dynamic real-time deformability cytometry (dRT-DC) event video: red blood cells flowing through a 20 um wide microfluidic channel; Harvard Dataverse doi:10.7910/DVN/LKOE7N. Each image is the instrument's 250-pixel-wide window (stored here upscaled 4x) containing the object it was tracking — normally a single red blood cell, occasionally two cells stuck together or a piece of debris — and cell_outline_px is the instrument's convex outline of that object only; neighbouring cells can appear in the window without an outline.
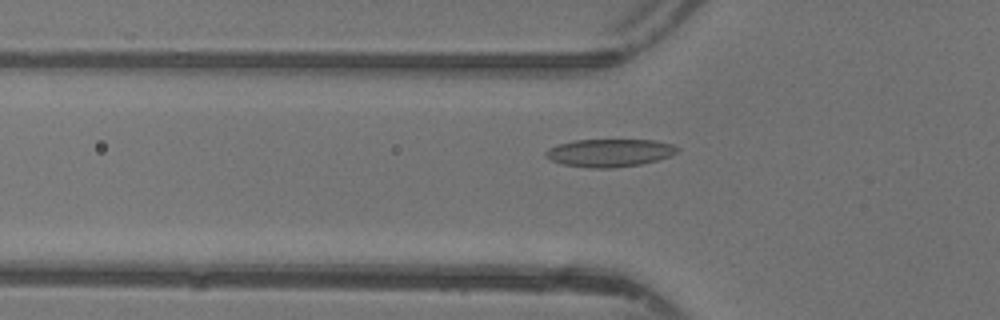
{"species": "common noctule bat (a hibernating species)", "species_latin": "Nyctalus noctula", "temperature_condition": "warm", "stored_images_in_passage": 48, "camera_frame_rate_fps": 3000, "um_per_image_px": 0.085, "animal": {"sex": "female"}, "frame": {"image": 1, "passage_image": 17, "time_ms": 5.333, "image_size_px": [1000, 320], "cell_outline_px": [[680, 148], [672, 156], [640, 164], [612, 168], [588, 168], [564, 164], [552, 160], [544, 156], [544, 152], [548, 148], [556, 144], [576, 140], [656, 140], [672, 144]], "centroid_in_image_um": [51.8, 12.98], "position_along_channel_um": 74.0, "area_um2": 21.39}}
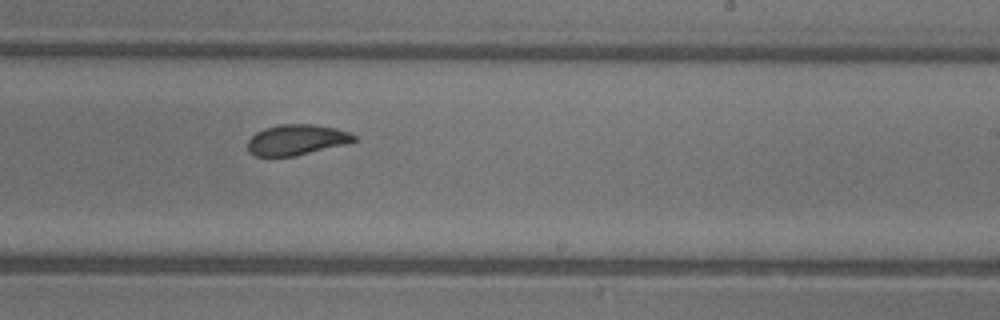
{"frame": {"image": 2, "passage_image": 30, "time_ms": 9.667, "image_size_px": [1000, 320], "cell_outline_px": [[356, 140], [344, 144], [296, 156], [256, 156], [248, 152], [248, 140], [256, 132], [264, 128], [280, 124], [316, 124], [336, 128], [348, 132], [356, 136]], "centroid_in_image_um": [25.19, 11.87], "position_along_channel_um": 263.8, "area_um2": 18.9}}
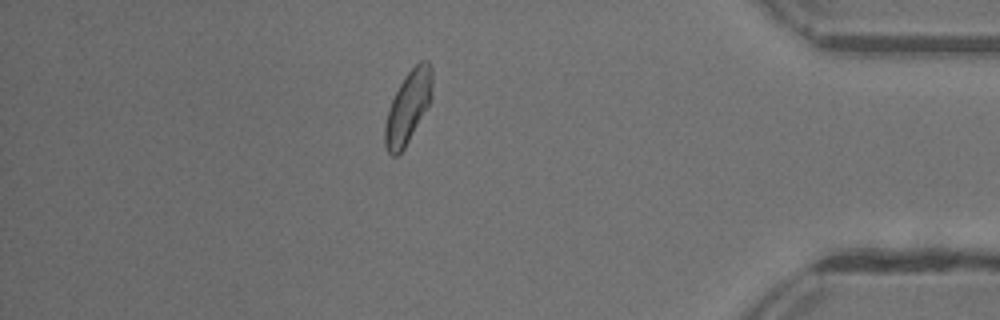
{"frame": {"image": 3, "passage_image": 42, "time_ms": 13.667, "image_size_px": [1000, 320], "cell_outline_px": [[432, 96], [428, 104], [404, 148], [396, 156], [392, 156], [388, 152], [384, 144], [384, 128], [388, 108], [404, 76], [420, 60], [428, 60], [432, 68]], "centroid_in_image_um": [34.67, 9.08], "position_along_channel_um": 400.5, "area_um2": 19.54}, "authors_computed_cell_mechanics": {"area_um2": 20.23, "velocity_mm_per_s": 4.3667, "shape_relaxation_time_tau1_ms": 4.8155, "shape_relaxation_time_tau2_ms": 2.423, "deformation_change_tau1": 0.1393, "deformation_change_tau2": 0.0505}}